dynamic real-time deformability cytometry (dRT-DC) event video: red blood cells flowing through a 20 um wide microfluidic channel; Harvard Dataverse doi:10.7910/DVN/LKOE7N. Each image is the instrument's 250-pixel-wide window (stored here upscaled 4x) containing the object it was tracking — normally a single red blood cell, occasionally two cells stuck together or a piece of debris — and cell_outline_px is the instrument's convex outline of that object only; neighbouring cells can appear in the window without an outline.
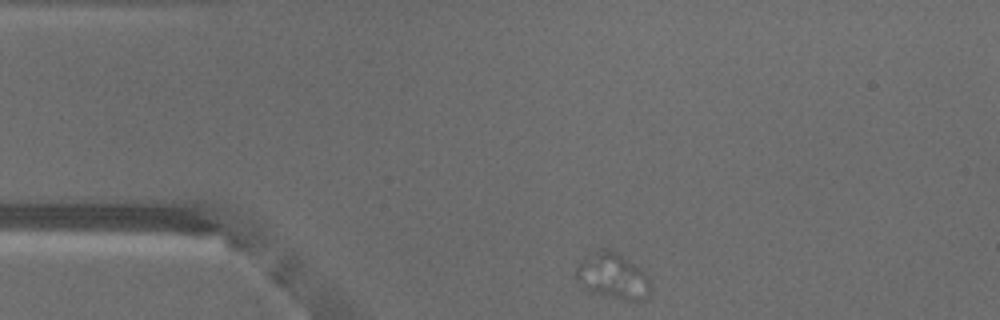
{"species": "common noctule bat (a hibernating species)", "species_latin": "Nyctalus noctula", "temperature_condition": "warm", "stored_images_in_passage": 14, "camera_frame_rate_fps": 3000, "um_per_image_px": 0.085, "animal": {"sex": "male", "body_mass_g": 18.8}, "frame": {"image": 1, "passage_image": 1, "time_ms": 0.0, "image_size_px": [1000, 320], "cell_outline_px": [[652, 288], [648, 296], [640, 304], [588, 292], [576, 276], [576, 264], [580, 260], [600, 248], [608, 248], [616, 252], [640, 268], [648, 276]], "centroid_in_image_um": [52.12, 23.51], "position_along_channel_um": 32.9, "area_um2": 20.35}}